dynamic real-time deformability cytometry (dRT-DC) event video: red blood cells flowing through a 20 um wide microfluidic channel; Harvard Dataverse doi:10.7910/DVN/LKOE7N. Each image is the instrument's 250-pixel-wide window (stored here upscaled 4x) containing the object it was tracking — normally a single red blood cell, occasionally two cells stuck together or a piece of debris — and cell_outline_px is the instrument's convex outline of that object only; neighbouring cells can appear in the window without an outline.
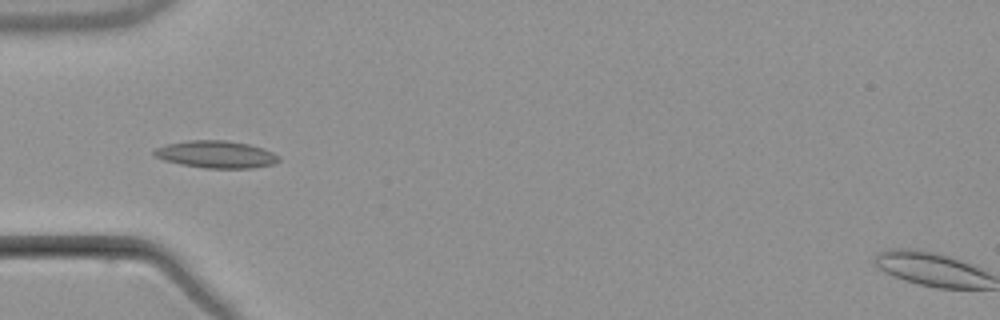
{"species": "common noctule bat (a hibernating species)", "species_latin": "Nyctalus noctula", "temperature_condition": "warm", "stored_images_in_passage": 8, "camera_frame_rate_fps": 3000, "um_per_image_px": 0.085, "animal": {"sex": "male", "body_mass_g": 21.5, "forearm_length_mm": 52.0}, "frame": {"image": 1, "passage_image": 4, "time_ms": 3.667, "image_size_px": [1000, 320], "cell_outline_px": [[280, 160], [272, 164], [252, 168], [204, 168], [180, 164], [164, 160], [156, 156], [152, 152], [156, 148], [168, 144], [188, 140], [224, 140], [248, 144], [264, 148], [280, 156]], "centroid_in_image_um": [18.39, 13.12], "position_along_channel_um": 66.6, "area_um2": 19.71}}
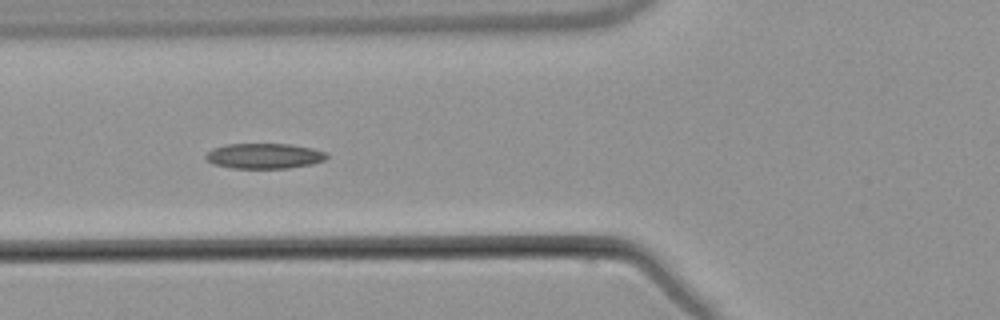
{"frame": {"image": 2, "passage_image": 5, "time_ms": 4.667, "image_size_px": [1000, 320], "cell_outline_px": [[328, 156], [324, 160], [312, 164], [288, 168], [232, 168], [212, 164], [204, 156], [212, 148], [224, 144], [292, 144], [312, 148], [328, 152]], "centroid_in_image_um": [22.46, 13.25], "position_along_channel_um": 103.3, "area_um2": 17.98}}
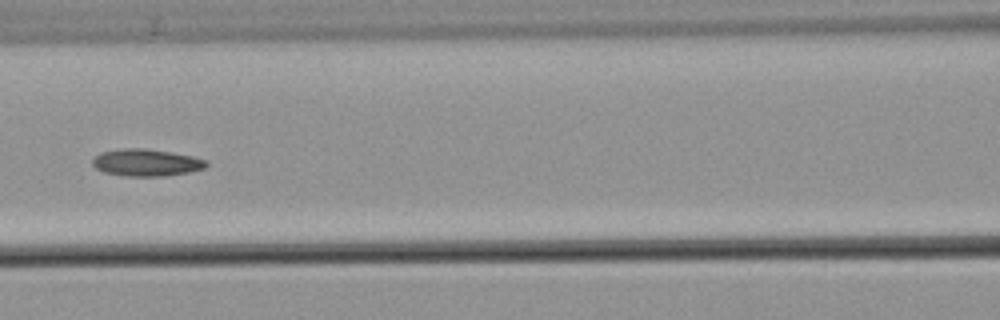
{"frame": {"image": 3, "passage_image": 6, "time_ms": 6.0, "image_size_px": [1000, 320], "cell_outline_px": [[208, 164], [204, 168], [188, 172], [164, 176], [128, 176], [104, 172], [96, 168], [92, 164], [92, 160], [100, 152], [124, 148], [144, 148], [192, 156], [208, 160]], "centroid_in_image_um": [12.43, 13.82], "position_along_channel_um": 154.2, "area_um2": 17.8}}